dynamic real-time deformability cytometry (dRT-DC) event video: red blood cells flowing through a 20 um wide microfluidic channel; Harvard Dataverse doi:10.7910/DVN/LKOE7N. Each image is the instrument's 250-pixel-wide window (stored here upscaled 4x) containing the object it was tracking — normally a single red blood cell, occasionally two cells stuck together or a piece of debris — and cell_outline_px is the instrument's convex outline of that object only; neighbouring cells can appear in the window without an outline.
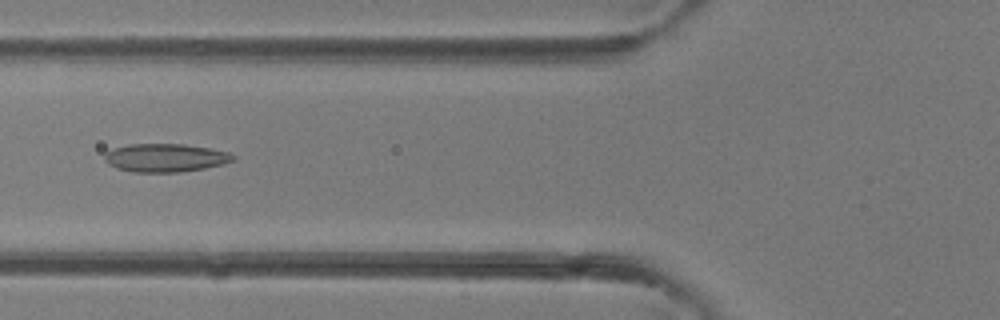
{"species": "common noctule bat (a hibernating species)", "species_latin": "Nyctalus noctula", "temperature_condition": "room temperature", "stored_images_in_passage": 40, "camera_frame_rate_fps": 3000, "um_per_image_px": 0.085, "animal": {"sex": "female"}, "frame": {"image": 1, "passage_image": 15, "time_ms": 4.667, "image_size_px": [1000, 320], "cell_outline_px": [[236, 160], [224, 164], [204, 168], [180, 172], [132, 172], [116, 168], [108, 164], [104, 160], [104, 152], [128, 144], [184, 144], [208, 148], [228, 152], [236, 156]], "centroid_in_image_um": [14.05, 13.41], "position_along_channel_um": 111.7, "area_um2": 21.27}}
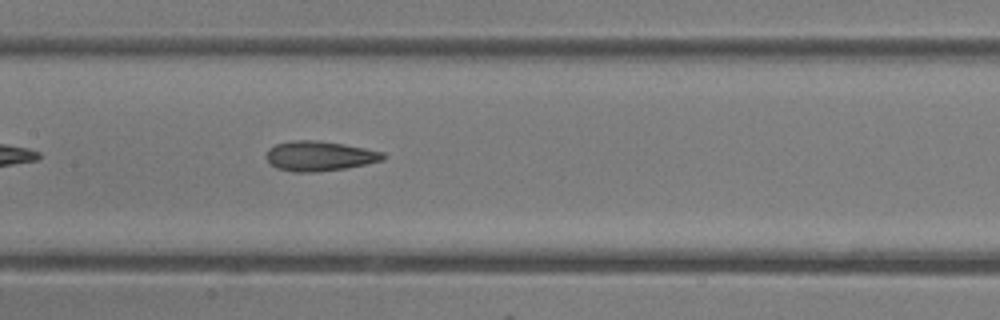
{"frame": {"image": 2, "passage_image": 19, "time_ms": 6.0, "image_size_px": [1000, 320], "cell_outline_px": [[388, 156], [384, 160], [344, 168], [316, 172], [292, 172], [276, 168], [264, 156], [268, 148], [276, 144], [292, 140], [320, 140], [344, 144], [384, 152]], "centroid_in_image_um": [27.14, 13.25], "position_along_channel_um": 180.3, "area_um2": 20.46}}
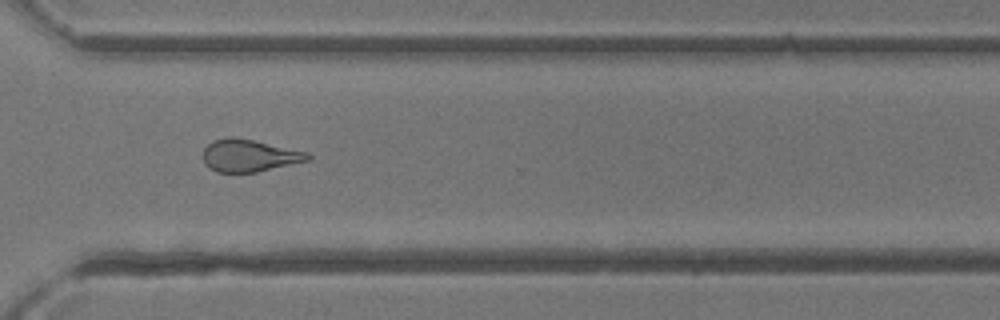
{"frame": {"image": 3, "passage_image": 29, "time_ms": 9.333, "image_size_px": [1000, 320], "cell_outline_px": [[312, 156], [308, 160], [256, 172], [216, 172], [208, 168], [204, 164], [204, 148], [212, 140], [228, 136], [232, 136], [256, 140], [308, 152]], "centroid_in_image_um": [21.16, 13.2], "position_along_channel_um": 349.4, "area_um2": 19.83}}